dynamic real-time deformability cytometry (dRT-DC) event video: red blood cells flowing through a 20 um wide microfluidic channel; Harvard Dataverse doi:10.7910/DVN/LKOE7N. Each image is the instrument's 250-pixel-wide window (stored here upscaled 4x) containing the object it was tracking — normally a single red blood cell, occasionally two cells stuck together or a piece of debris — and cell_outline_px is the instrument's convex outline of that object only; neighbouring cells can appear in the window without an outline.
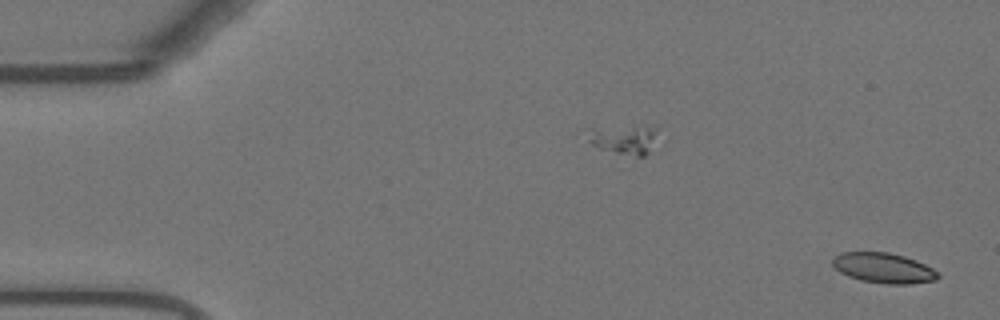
{"species": "Egyptian fruit bat (a non-hibernating species)", "species_latin": "Rousettus aegyptiacus", "temperature_condition": "warm", "stored_images_in_passage": 32, "camera_frame_rate_fps": 3000, "um_per_image_px": 0.085, "animal": {"sex": "female"}, "frame": {"image": 1, "passage_image": 1, "time_ms": 0.0, "image_size_px": [1000, 320], "cell_outline_px": [[940, 276], [936, 280], [912, 284], [888, 284], [860, 280], [848, 276], [840, 272], [832, 264], [832, 260], [840, 252], [888, 252], [904, 256], [916, 260], [940, 272]], "centroid_in_image_um": [75.13, 22.78], "position_along_channel_um": 9.9, "area_um2": 18.61}}
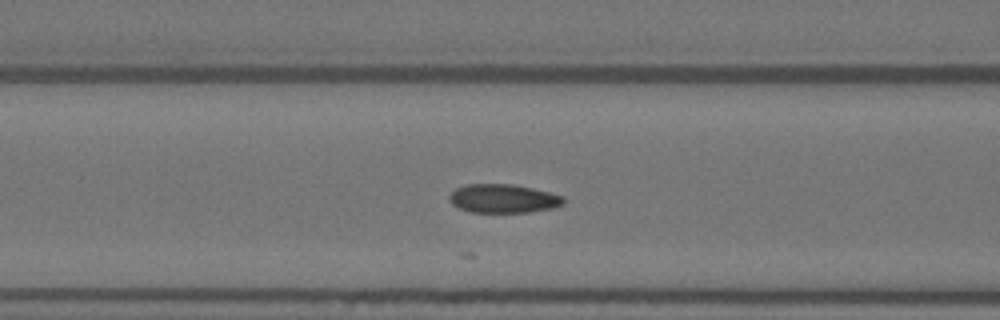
{"frame": {"image": 2, "passage_image": 21, "time_ms": 6.667, "image_size_px": [1000, 320], "cell_outline_px": [[564, 204], [552, 208], [528, 212], [472, 212], [460, 208], [452, 204], [448, 200], [448, 196], [456, 188], [464, 184], [512, 184], [532, 188], [564, 196]], "centroid_in_image_um": [42.76, 16.87], "position_along_channel_um": 123.8, "area_um2": 19.07}}
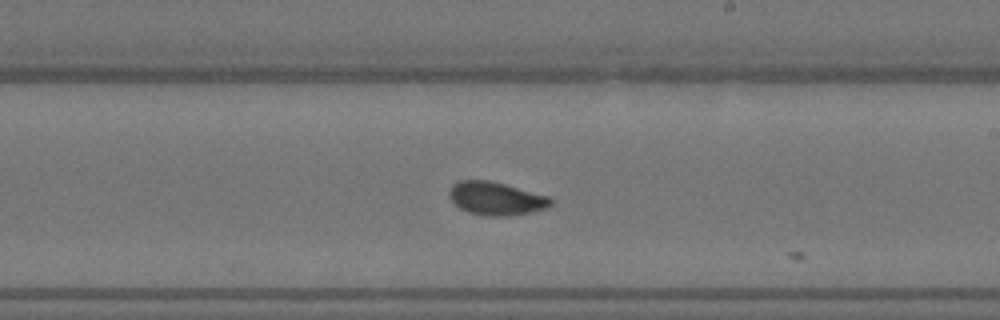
{"frame": {"image": 3, "passage_image": 31, "time_ms": 10.0, "image_size_px": [1000, 320], "cell_outline_px": [[552, 204], [548, 208], [532, 212], [508, 216], [488, 216], [468, 212], [460, 208], [448, 196], [448, 192], [452, 184], [460, 180], [488, 180], [504, 184], [548, 196], [552, 200]], "centroid_in_image_um": [42.15, 16.87], "position_along_channel_um": 246.8, "area_um2": 19.59}}